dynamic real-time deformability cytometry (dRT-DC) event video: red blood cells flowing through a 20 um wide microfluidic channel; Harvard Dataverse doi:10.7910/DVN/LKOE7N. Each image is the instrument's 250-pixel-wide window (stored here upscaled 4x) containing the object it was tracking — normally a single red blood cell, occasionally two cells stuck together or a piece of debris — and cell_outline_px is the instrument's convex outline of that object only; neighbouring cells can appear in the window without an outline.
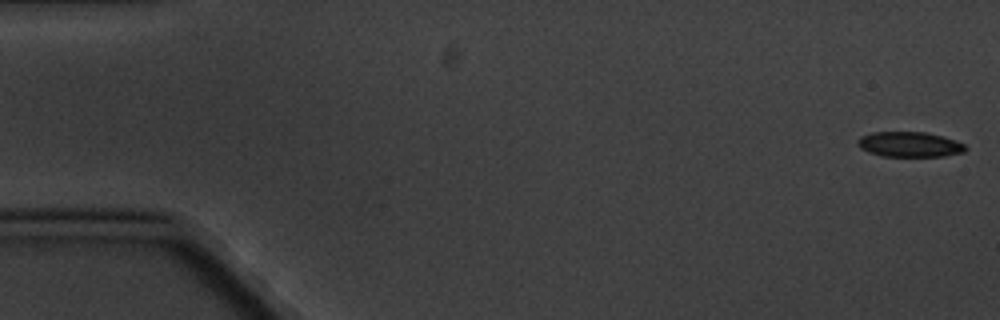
{"species": "common noctule bat (a hibernating species)", "species_latin": "Nyctalus noctula", "temperature_condition": "cold", "stored_images_in_passage": 4, "camera_frame_rate_fps": 3000, "um_per_image_px": 0.085, "animal": {"sex": "male", "body_mass_g": 20.1, "forearm_length_mm": 53.5}, "frame": {"image": 1, "passage_image": 1, "time_ms": 0.0, "image_size_px": [1000, 320], "cell_outline_px": [[968, 148], [964, 152], [944, 156], [880, 156], [868, 152], [860, 148], [856, 144], [856, 140], [860, 136], [872, 132], [924, 132], [944, 136], [956, 140], [964, 144]], "centroid_in_image_um": [77.29, 12.27], "position_along_channel_um": 7.7, "area_um2": 16.01}}